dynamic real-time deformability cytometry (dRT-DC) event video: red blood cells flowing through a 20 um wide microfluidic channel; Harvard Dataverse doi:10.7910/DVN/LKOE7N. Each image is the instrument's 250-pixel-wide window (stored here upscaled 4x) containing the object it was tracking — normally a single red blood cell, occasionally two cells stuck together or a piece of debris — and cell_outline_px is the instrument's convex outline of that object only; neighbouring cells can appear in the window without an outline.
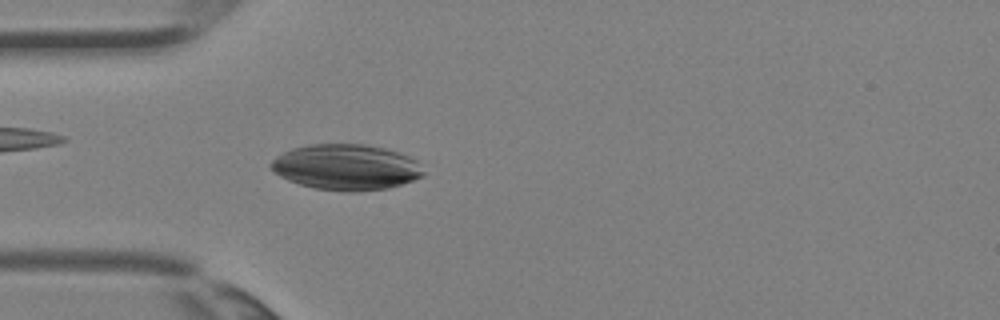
{"species": "Egyptian fruit bat (a non-hibernating species)", "species_latin": "Rousettus aegyptiacus", "temperature_condition": "room temperature", "stored_images_in_passage": 4, "camera_frame_rate_fps": 3000, "um_per_image_px": 0.085, "animal": {"sex": "female"}, "frame": {"image": 1, "passage_image": 4, "time_ms": 1.0, "image_size_px": [1000, 320], "cell_outline_px": [[424, 176], [388, 188], [360, 192], [340, 192], [316, 188], [300, 184], [288, 180], [280, 176], [268, 164], [276, 156], [292, 148], [308, 144], [364, 144], [384, 148], [408, 156], [416, 160], [424, 172]], "centroid_in_image_um": [29.41, 14.21], "position_along_channel_um": 55.6, "area_um2": 40.63}}